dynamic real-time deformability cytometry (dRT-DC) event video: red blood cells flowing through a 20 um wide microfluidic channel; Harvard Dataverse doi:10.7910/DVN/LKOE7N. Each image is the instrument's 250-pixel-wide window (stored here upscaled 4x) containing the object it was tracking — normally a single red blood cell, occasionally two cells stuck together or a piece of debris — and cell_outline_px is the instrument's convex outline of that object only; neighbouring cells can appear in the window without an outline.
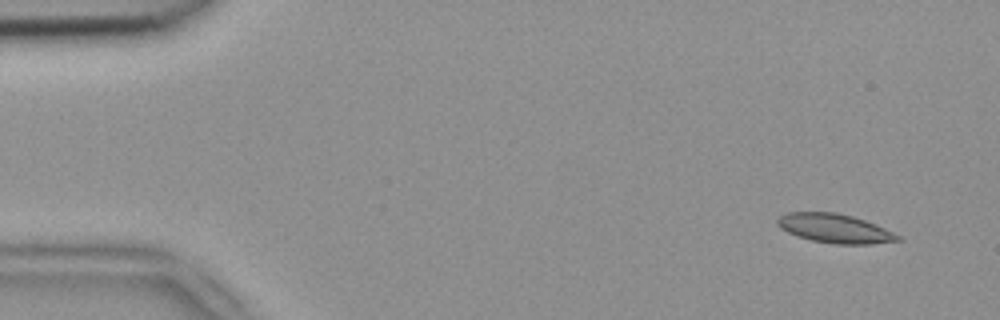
{"species": "common noctule bat (a hibernating species)", "species_latin": "Nyctalus noctula", "temperature_condition": "room temperature", "stored_images_in_passage": 6, "camera_frame_rate_fps": 3000, "um_per_image_px": 0.085, "animal": {"sex": "female", "body_mass_g": 18.4}, "frame": {"image": 1, "passage_image": 2, "time_ms": 0.333, "image_size_px": [1000, 320], "cell_outline_px": [[904, 240], [872, 244], [836, 244], [812, 240], [796, 236], [780, 228], [776, 224], [776, 220], [780, 216], [788, 212], [836, 212], [852, 216], [876, 224], [900, 236]], "centroid_in_image_um": [70.95, 19.42], "position_along_channel_um": 14.0, "area_um2": 20.4}}
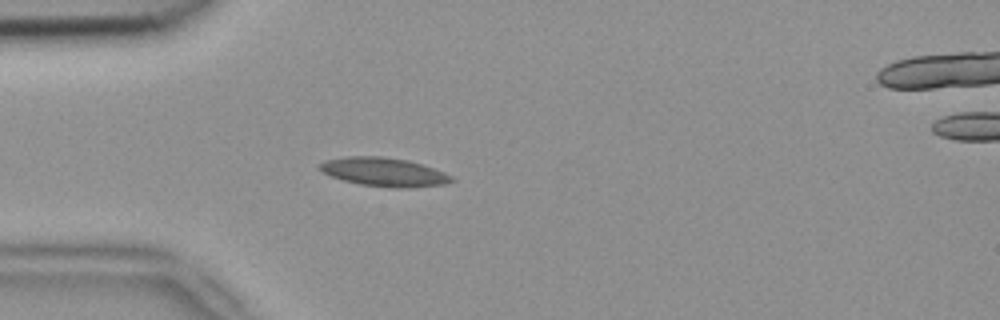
{"frame": {"image": 2, "passage_image": 5, "time_ms": 1.333, "image_size_px": [1000, 320], "cell_outline_px": [[456, 180], [444, 184], [408, 188], [388, 188], [360, 184], [344, 180], [332, 176], [324, 172], [320, 168], [320, 164], [324, 160], [348, 156], [380, 156], [408, 160], [444, 172], [452, 176]], "centroid_in_image_um": [32.66, 14.62], "position_along_channel_um": 52.3, "area_um2": 21.91}}